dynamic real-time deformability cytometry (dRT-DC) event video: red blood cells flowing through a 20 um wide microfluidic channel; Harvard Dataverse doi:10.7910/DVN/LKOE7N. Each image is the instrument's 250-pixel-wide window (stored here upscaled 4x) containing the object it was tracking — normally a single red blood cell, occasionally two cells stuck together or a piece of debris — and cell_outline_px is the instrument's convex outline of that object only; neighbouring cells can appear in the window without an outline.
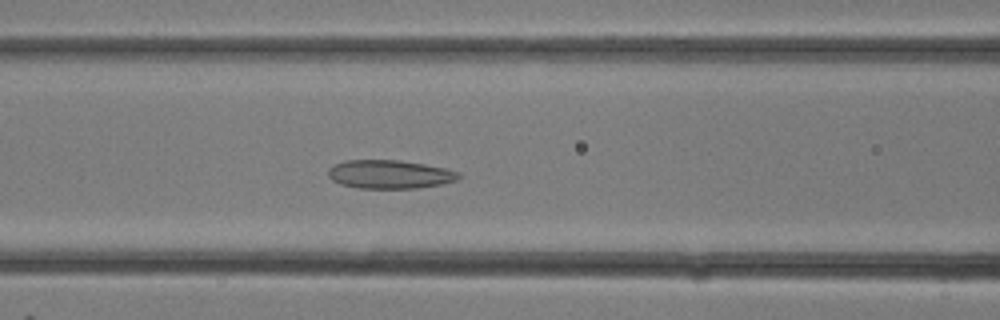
{"species": "common noctule bat (a hibernating species)", "species_latin": "Nyctalus noctula", "temperature_condition": "room temperature", "stored_images_in_passage": 14, "camera_frame_rate_fps": 3000, "um_per_image_px": 0.085, "animal": {"sex": "female"}, "frame": {"image": 1, "passage_image": 12, "time_ms": 3.667, "image_size_px": [1000, 320], "cell_outline_px": [[460, 176], [456, 180], [440, 184], [416, 188], [360, 188], [340, 184], [332, 180], [328, 176], [328, 168], [332, 164], [344, 160], [400, 160], [424, 164], [444, 168], [460, 172]], "centroid_in_image_um": [33.07, 14.8], "position_along_channel_um": 133.5, "area_um2": 21.73}}
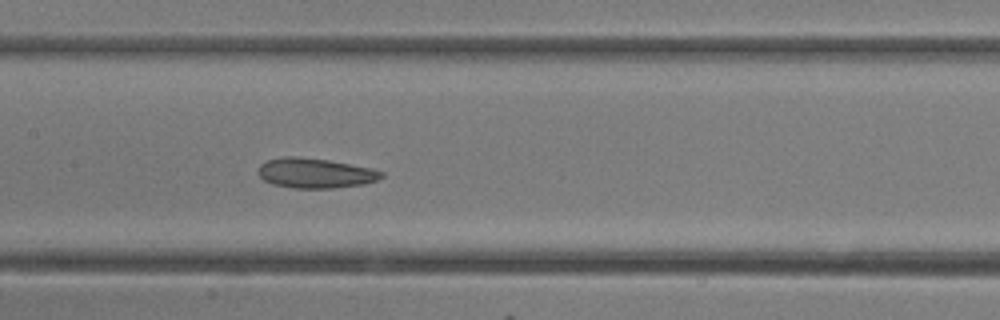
{"frame": {"image": 2, "passage_image": 14, "time_ms": 4.333, "image_size_px": [1000, 320], "cell_outline_px": [[384, 176], [376, 180], [364, 184], [332, 188], [292, 188], [272, 184], [264, 180], [260, 176], [260, 164], [268, 160], [284, 156], [296, 156], [328, 160], [372, 168], [384, 172]], "centroid_in_image_um": [26.81, 14.71], "position_along_channel_um": 180.6, "area_um2": 21.39}}